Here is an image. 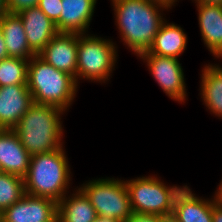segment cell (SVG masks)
I'll return each instance as SVG.
<instances>
[{"instance_id":"1","label":"cell","mask_w":222,"mask_h":222,"mask_svg":"<svg viewBox=\"0 0 222 222\" xmlns=\"http://www.w3.org/2000/svg\"><path fill=\"white\" fill-rule=\"evenodd\" d=\"M111 1L124 44L137 56L147 51L165 21L161 9L168 10L172 5L162 0Z\"/></svg>"},{"instance_id":"2","label":"cell","mask_w":222,"mask_h":222,"mask_svg":"<svg viewBox=\"0 0 222 222\" xmlns=\"http://www.w3.org/2000/svg\"><path fill=\"white\" fill-rule=\"evenodd\" d=\"M63 113L56 106L33 103L12 130L31 156L52 152L63 147Z\"/></svg>"},{"instance_id":"3","label":"cell","mask_w":222,"mask_h":222,"mask_svg":"<svg viewBox=\"0 0 222 222\" xmlns=\"http://www.w3.org/2000/svg\"><path fill=\"white\" fill-rule=\"evenodd\" d=\"M64 147L31 156L24 177L25 194L50 198L57 203L66 196L70 186V167Z\"/></svg>"},{"instance_id":"4","label":"cell","mask_w":222,"mask_h":222,"mask_svg":"<svg viewBox=\"0 0 222 222\" xmlns=\"http://www.w3.org/2000/svg\"><path fill=\"white\" fill-rule=\"evenodd\" d=\"M77 86L73 76L54 68L38 54L29 60L27 87L34 103L66 111L76 96Z\"/></svg>"},{"instance_id":"5","label":"cell","mask_w":222,"mask_h":222,"mask_svg":"<svg viewBox=\"0 0 222 222\" xmlns=\"http://www.w3.org/2000/svg\"><path fill=\"white\" fill-rule=\"evenodd\" d=\"M125 184L132 212L162 217L172 216L176 195L184 187L167 186L155 176L126 180Z\"/></svg>"},{"instance_id":"6","label":"cell","mask_w":222,"mask_h":222,"mask_svg":"<svg viewBox=\"0 0 222 222\" xmlns=\"http://www.w3.org/2000/svg\"><path fill=\"white\" fill-rule=\"evenodd\" d=\"M116 48L110 39L78 34L77 84L80 78L106 83L117 62Z\"/></svg>"},{"instance_id":"7","label":"cell","mask_w":222,"mask_h":222,"mask_svg":"<svg viewBox=\"0 0 222 222\" xmlns=\"http://www.w3.org/2000/svg\"><path fill=\"white\" fill-rule=\"evenodd\" d=\"M79 189L89 199L100 217L124 221L132 214L124 180L99 178L83 183Z\"/></svg>"},{"instance_id":"8","label":"cell","mask_w":222,"mask_h":222,"mask_svg":"<svg viewBox=\"0 0 222 222\" xmlns=\"http://www.w3.org/2000/svg\"><path fill=\"white\" fill-rule=\"evenodd\" d=\"M138 57L147 62L153 78L167 96L181 103L186 100L184 72L178 59L150 53H141Z\"/></svg>"},{"instance_id":"9","label":"cell","mask_w":222,"mask_h":222,"mask_svg":"<svg viewBox=\"0 0 222 222\" xmlns=\"http://www.w3.org/2000/svg\"><path fill=\"white\" fill-rule=\"evenodd\" d=\"M58 203L25 194L0 214V222H57Z\"/></svg>"},{"instance_id":"10","label":"cell","mask_w":222,"mask_h":222,"mask_svg":"<svg viewBox=\"0 0 222 222\" xmlns=\"http://www.w3.org/2000/svg\"><path fill=\"white\" fill-rule=\"evenodd\" d=\"M77 33H58L38 54L54 68L73 76L77 82Z\"/></svg>"},{"instance_id":"11","label":"cell","mask_w":222,"mask_h":222,"mask_svg":"<svg viewBox=\"0 0 222 222\" xmlns=\"http://www.w3.org/2000/svg\"><path fill=\"white\" fill-rule=\"evenodd\" d=\"M33 103L27 85L0 87V129H13Z\"/></svg>"},{"instance_id":"12","label":"cell","mask_w":222,"mask_h":222,"mask_svg":"<svg viewBox=\"0 0 222 222\" xmlns=\"http://www.w3.org/2000/svg\"><path fill=\"white\" fill-rule=\"evenodd\" d=\"M31 155L12 129H0V168L2 172L25 177Z\"/></svg>"},{"instance_id":"13","label":"cell","mask_w":222,"mask_h":222,"mask_svg":"<svg viewBox=\"0 0 222 222\" xmlns=\"http://www.w3.org/2000/svg\"><path fill=\"white\" fill-rule=\"evenodd\" d=\"M22 19L29 47L36 53L40 51L56 36L59 31L56 24L36 6L17 13Z\"/></svg>"},{"instance_id":"14","label":"cell","mask_w":222,"mask_h":222,"mask_svg":"<svg viewBox=\"0 0 222 222\" xmlns=\"http://www.w3.org/2000/svg\"><path fill=\"white\" fill-rule=\"evenodd\" d=\"M195 195L187 185L176 195L172 217L177 222H212L215 197L208 200Z\"/></svg>"},{"instance_id":"15","label":"cell","mask_w":222,"mask_h":222,"mask_svg":"<svg viewBox=\"0 0 222 222\" xmlns=\"http://www.w3.org/2000/svg\"><path fill=\"white\" fill-rule=\"evenodd\" d=\"M202 40L213 56L222 58V6L196 3Z\"/></svg>"},{"instance_id":"16","label":"cell","mask_w":222,"mask_h":222,"mask_svg":"<svg viewBox=\"0 0 222 222\" xmlns=\"http://www.w3.org/2000/svg\"><path fill=\"white\" fill-rule=\"evenodd\" d=\"M97 0H62L60 33L86 34Z\"/></svg>"},{"instance_id":"17","label":"cell","mask_w":222,"mask_h":222,"mask_svg":"<svg viewBox=\"0 0 222 222\" xmlns=\"http://www.w3.org/2000/svg\"><path fill=\"white\" fill-rule=\"evenodd\" d=\"M0 28L9 57L30 60L36 53L29 47L22 19L18 14L6 12L0 17Z\"/></svg>"},{"instance_id":"18","label":"cell","mask_w":222,"mask_h":222,"mask_svg":"<svg viewBox=\"0 0 222 222\" xmlns=\"http://www.w3.org/2000/svg\"><path fill=\"white\" fill-rule=\"evenodd\" d=\"M180 26L165 20L153 39L149 49L143 53L157 54L165 57H178L187 46V35Z\"/></svg>"},{"instance_id":"19","label":"cell","mask_w":222,"mask_h":222,"mask_svg":"<svg viewBox=\"0 0 222 222\" xmlns=\"http://www.w3.org/2000/svg\"><path fill=\"white\" fill-rule=\"evenodd\" d=\"M71 195L58 202L57 222H94L98 215L85 194L78 188Z\"/></svg>"},{"instance_id":"20","label":"cell","mask_w":222,"mask_h":222,"mask_svg":"<svg viewBox=\"0 0 222 222\" xmlns=\"http://www.w3.org/2000/svg\"><path fill=\"white\" fill-rule=\"evenodd\" d=\"M200 84L203 103L210 112L222 118V67L219 64L204 66Z\"/></svg>"},{"instance_id":"21","label":"cell","mask_w":222,"mask_h":222,"mask_svg":"<svg viewBox=\"0 0 222 222\" xmlns=\"http://www.w3.org/2000/svg\"><path fill=\"white\" fill-rule=\"evenodd\" d=\"M29 60L8 57L0 61V87L27 85Z\"/></svg>"},{"instance_id":"22","label":"cell","mask_w":222,"mask_h":222,"mask_svg":"<svg viewBox=\"0 0 222 222\" xmlns=\"http://www.w3.org/2000/svg\"><path fill=\"white\" fill-rule=\"evenodd\" d=\"M25 195L24 178L0 172V214Z\"/></svg>"},{"instance_id":"23","label":"cell","mask_w":222,"mask_h":222,"mask_svg":"<svg viewBox=\"0 0 222 222\" xmlns=\"http://www.w3.org/2000/svg\"><path fill=\"white\" fill-rule=\"evenodd\" d=\"M42 12L51 19L60 33V14L62 12V0H39L37 5Z\"/></svg>"},{"instance_id":"24","label":"cell","mask_w":222,"mask_h":222,"mask_svg":"<svg viewBox=\"0 0 222 222\" xmlns=\"http://www.w3.org/2000/svg\"><path fill=\"white\" fill-rule=\"evenodd\" d=\"M39 0H6V8L9 13H19L25 9L36 7Z\"/></svg>"},{"instance_id":"25","label":"cell","mask_w":222,"mask_h":222,"mask_svg":"<svg viewBox=\"0 0 222 222\" xmlns=\"http://www.w3.org/2000/svg\"><path fill=\"white\" fill-rule=\"evenodd\" d=\"M162 216L157 214H140L132 212L123 222H161Z\"/></svg>"},{"instance_id":"26","label":"cell","mask_w":222,"mask_h":222,"mask_svg":"<svg viewBox=\"0 0 222 222\" xmlns=\"http://www.w3.org/2000/svg\"><path fill=\"white\" fill-rule=\"evenodd\" d=\"M212 222H222V203L217 201L212 207Z\"/></svg>"},{"instance_id":"27","label":"cell","mask_w":222,"mask_h":222,"mask_svg":"<svg viewBox=\"0 0 222 222\" xmlns=\"http://www.w3.org/2000/svg\"><path fill=\"white\" fill-rule=\"evenodd\" d=\"M8 54H7V48H6V44H5V41H4V35H3V32L0 28V61L5 59V58H8Z\"/></svg>"},{"instance_id":"28","label":"cell","mask_w":222,"mask_h":222,"mask_svg":"<svg viewBox=\"0 0 222 222\" xmlns=\"http://www.w3.org/2000/svg\"><path fill=\"white\" fill-rule=\"evenodd\" d=\"M195 3L209 4V5H220L222 6V0H194Z\"/></svg>"},{"instance_id":"29","label":"cell","mask_w":222,"mask_h":222,"mask_svg":"<svg viewBox=\"0 0 222 222\" xmlns=\"http://www.w3.org/2000/svg\"><path fill=\"white\" fill-rule=\"evenodd\" d=\"M214 197L217 202L222 203V180L219 184L218 190H216Z\"/></svg>"},{"instance_id":"30","label":"cell","mask_w":222,"mask_h":222,"mask_svg":"<svg viewBox=\"0 0 222 222\" xmlns=\"http://www.w3.org/2000/svg\"><path fill=\"white\" fill-rule=\"evenodd\" d=\"M94 222H123V221H120V220H117V219H109V218H106V217H100L98 216Z\"/></svg>"},{"instance_id":"31","label":"cell","mask_w":222,"mask_h":222,"mask_svg":"<svg viewBox=\"0 0 222 222\" xmlns=\"http://www.w3.org/2000/svg\"><path fill=\"white\" fill-rule=\"evenodd\" d=\"M6 12H8L6 8V0H0V17Z\"/></svg>"},{"instance_id":"32","label":"cell","mask_w":222,"mask_h":222,"mask_svg":"<svg viewBox=\"0 0 222 222\" xmlns=\"http://www.w3.org/2000/svg\"><path fill=\"white\" fill-rule=\"evenodd\" d=\"M161 222H177L172 216L162 217Z\"/></svg>"},{"instance_id":"33","label":"cell","mask_w":222,"mask_h":222,"mask_svg":"<svg viewBox=\"0 0 222 222\" xmlns=\"http://www.w3.org/2000/svg\"><path fill=\"white\" fill-rule=\"evenodd\" d=\"M162 1L169 3L171 5H175V2H177V0H162Z\"/></svg>"}]
</instances>
